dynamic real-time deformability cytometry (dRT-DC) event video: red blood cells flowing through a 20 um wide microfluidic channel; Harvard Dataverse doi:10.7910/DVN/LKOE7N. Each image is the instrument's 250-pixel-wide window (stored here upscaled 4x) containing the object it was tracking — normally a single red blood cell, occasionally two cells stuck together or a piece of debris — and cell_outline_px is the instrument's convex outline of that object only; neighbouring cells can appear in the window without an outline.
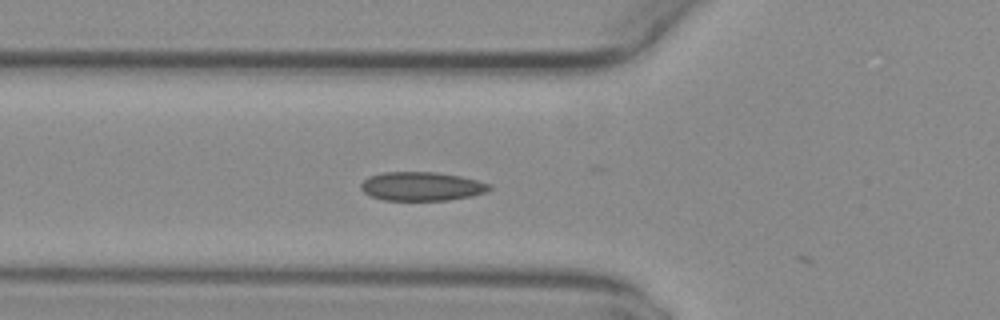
{"species": "common noctule bat (a hibernating species)", "species_latin": "Nyctalus noctula", "temperature_condition": "warm", "stored_images_in_passage": 4, "camera_frame_rate_fps": 3000, "um_per_image_px": 0.085, "animal": {"sex": "female", "body_mass_g": 29.2, "forearm_length_mm": 56.3}, "frame": {"image": 1, "passage_image": 3, "time_ms": 0.667, "image_size_px": [1000, 320], "cell_outline_px": [[492, 188], [488, 192], [472, 196], [448, 200], [384, 200], [372, 196], [364, 192], [360, 188], [360, 184], [368, 176], [384, 172], [436, 172], [460, 176], [492, 184]], "centroid_in_image_um": [35.87, 15.84], "position_along_channel_um": 89.9, "area_um2": 21.68}}